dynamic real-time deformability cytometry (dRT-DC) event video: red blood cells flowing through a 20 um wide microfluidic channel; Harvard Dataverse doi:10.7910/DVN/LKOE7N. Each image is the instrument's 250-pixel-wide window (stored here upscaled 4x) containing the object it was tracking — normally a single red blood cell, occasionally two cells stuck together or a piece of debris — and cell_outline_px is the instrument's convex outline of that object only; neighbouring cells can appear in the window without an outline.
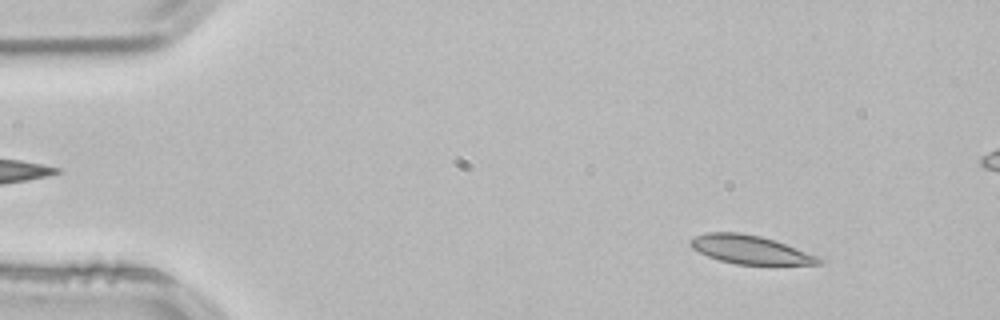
{"species": "common noctule bat (a hibernating species)", "species_latin": "Nyctalus noctula", "temperature_condition": "room temperature", "stored_images_in_passage": 54, "camera_frame_rate_fps": 3000, "um_per_image_px": 0.085, "animal": {"sex": "male", "body_mass_g": 21.5, "forearm_length_mm": 52.0}, "frame": {"image": 1, "passage_image": 6, "time_ms": 1.667, "image_size_px": [1000, 320], "cell_outline_px": [[824, 264], [736, 264], [720, 260], [708, 256], [692, 248], [688, 244], [688, 240], [704, 232], [740, 232], [760, 236], [820, 256], [824, 260]], "centroid_in_image_um": [63.75, 21.21], "position_along_channel_um": 21.2, "area_um2": 21.21}}
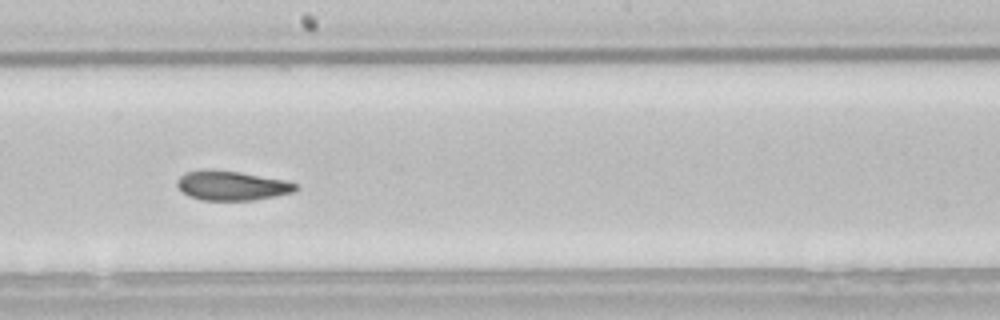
{"frame": {"image": 2, "passage_image": 29, "time_ms": 9.333, "image_size_px": [1000, 320], "cell_outline_px": [[300, 188], [296, 192], [276, 196], [252, 200], [200, 200], [188, 196], [176, 184], [176, 180], [184, 172], [204, 168], [212, 168], [240, 172], [284, 180], [300, 184]], "centroid_in_image_um": [19.71, 15.76], "position_along_channel_um": 228.5, "area_um2": 20.81}}
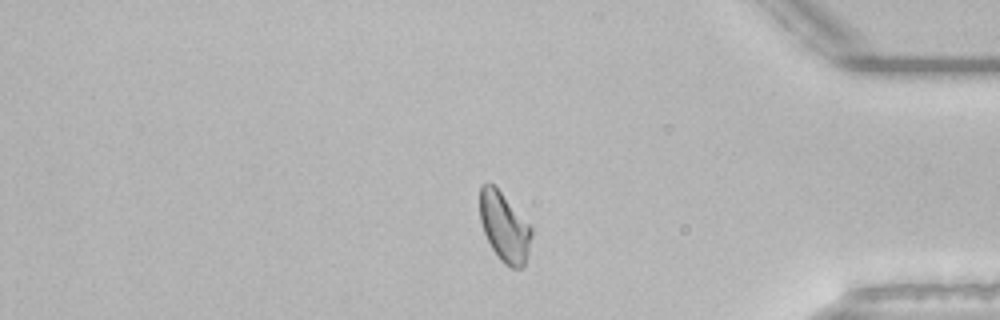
{"frame": {"image": 3, "passage_image": 44, "time_ms": 14.333, "image_size_px": [1000, 320], "cell_outline_px": [[532, 232], [528, 256], [524, 268], [512, 268], [504, 264], [500, 260], [492, 248], [484, 232], [480, 220], [480, 184], [488, 180], [500, 192], [532, 228]], "centroid_in_image_um": [42.86, 19.32], "position_along_channel_um": 392.3, "area_um2": 20.69}, "authors_computed_cell_mechanics": {"area_um2": 21.2993, "velocity_mm_per_s": 3.8125, "shape_relaxation_time_tau1_ms": null, "shape_relaxation_time_tau2_ms": 2.3753, "deformation_change_tau1": null, "deformation_change_tau2": 0.0709}}